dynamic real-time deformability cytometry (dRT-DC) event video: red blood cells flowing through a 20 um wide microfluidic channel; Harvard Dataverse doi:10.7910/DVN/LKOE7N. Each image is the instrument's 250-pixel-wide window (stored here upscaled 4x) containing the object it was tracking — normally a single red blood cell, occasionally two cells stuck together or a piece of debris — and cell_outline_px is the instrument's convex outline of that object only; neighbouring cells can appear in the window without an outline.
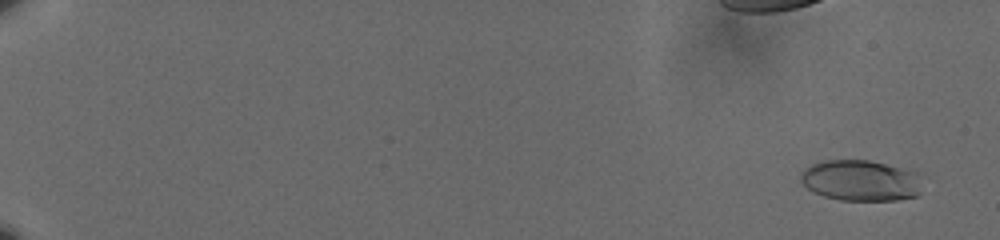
{"species": "human", "species_latin": "Homo sapiens", "temperature_condition": "cold", "stored_images_in_passage": 62, "camera_frame_rate_fps": 3000, "um_per_image_px": 0.085, "donor": {"sex": "male"}, "frame": {"image": 1, "passage_image": 4, "time_ms": 1.0, "image_size_px": [1000, 240], "cell_outline_px": [[920, 196], [896, 200], [840, 200], [824, 196], [808, 188], [800, 180], [800, 172], [804, 168], [812, 164], [824, 160], [868, 160], [916, 172], [920, 192]], "centroid_in_image_um": [73.12, 15.35], "position_along_channel_um": 11.9, "area_um2": 28.73}}
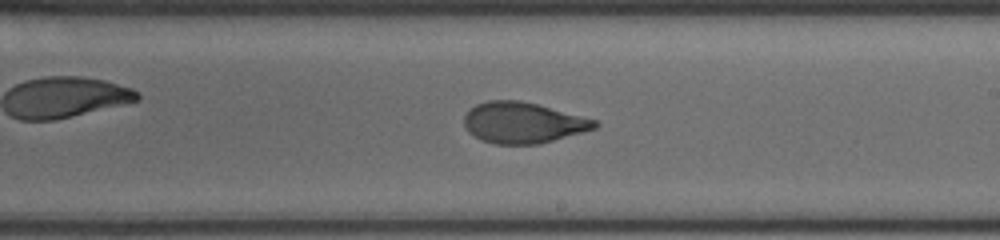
{"frame": {"image": 2, "passage_image": 41, "time_ms": 13.333, "image_size_px": [1000, 240], "cell_outline_px": [[600, 124], [596, 128], [540, 144], [496, 144], [480, 140], [468, 132], [464, 124], [464, 116], [476, 104], [488, 100], [520, 100], [536, 104], [596, 120]], "centroid_in_image_um": [44.43, 10.44], "position_along_channel_um": 244.6, "area_um2": 30.98}}
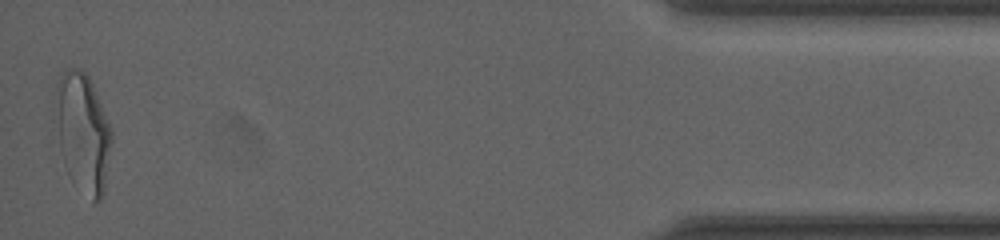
{"frame": {"image": 3, "passage_image": 62, "time_ms": 20.333, "image_size_px": [1000, 240], "cell_outline_px": [[112, 140], [104, 192], [100, 200], [92, 200], [60, 148], [52, 100], [56, 80], [68, 68], [80, 68], [88, 76], [92, 84], [112, 132]], "centroid_in_image_um": [7.03, 11.04], "position_along_channel_um": 428.2, "area_um2": 37.22}, "authors_computed_cell_mechanics": {"area_um2": 31.2409, "velocity_mm_per_s": 3.5905, "shape_relaxation_time_tau1_ms": 5.0866, "shape_relaxation_time_tau2_ms": 1.1778, "deformation_change_tau1": 0.2173, "deformation_change_tau2": 0.067}}